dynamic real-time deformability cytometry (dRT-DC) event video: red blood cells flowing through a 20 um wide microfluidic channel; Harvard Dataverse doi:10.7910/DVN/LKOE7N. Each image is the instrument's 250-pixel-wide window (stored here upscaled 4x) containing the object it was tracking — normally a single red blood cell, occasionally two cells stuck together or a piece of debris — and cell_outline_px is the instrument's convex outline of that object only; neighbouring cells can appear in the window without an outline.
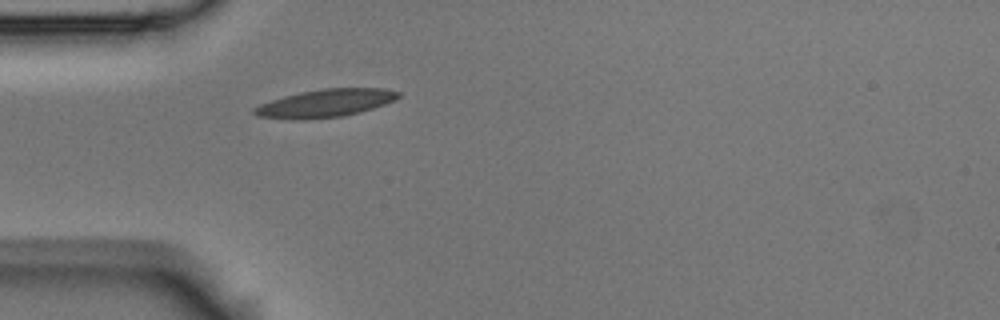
{"species": "Egyptian fruit bat (a non-hibernating species)", "species_latin": "Rousettus aegyptiacus", "temperature_condition": "room temperature", "stored_images_in_passage": 1, "camera_frame_rate_fps": 3000, "um_per_image_px": 0.085, "animal": {"sex": "male"}, "frame": {"image": 1, "passage_image": 1, "time_ms": 0.0, "image_size_px": [1000, 320], "cell_outline_px": [[400, 96], [396, 100], [360, 112], [344, 116], [256, 116], [252, 112], [252, 108], [260, 104], [284, 96], [300, 92], [320, 88], [384, 88], [400, 92]], "centroid_in_image_um": [27.78, 8.7], "position_along_channel_um": 57.2, "area_um2": 22.2}}